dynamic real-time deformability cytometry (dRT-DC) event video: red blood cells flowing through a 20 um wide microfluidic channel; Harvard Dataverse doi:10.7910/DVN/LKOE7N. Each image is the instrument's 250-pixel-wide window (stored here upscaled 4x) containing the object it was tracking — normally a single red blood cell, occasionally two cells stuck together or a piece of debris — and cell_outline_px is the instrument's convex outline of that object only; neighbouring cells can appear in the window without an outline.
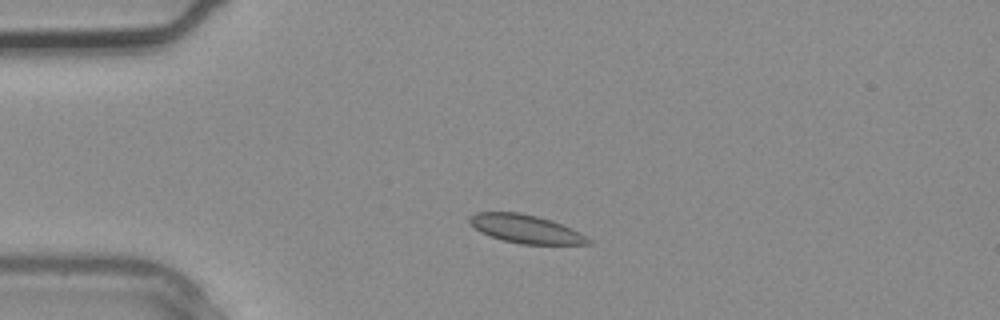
{"species": "common noctule bat (a hibernating species)", "species_latin": "Nyctalus noctula", "temperature_condition": "warm", "stored_images_in_passage": 1, "camera_frame_rate_fps": 3000, "um_per_image_px": 0.085, "animal": {"sex": "male", "body_mass_g": 20.4}, "frame": {"image": 1, "passage_image": 1, "time_ms": 0.0, "image_size_px": [1000, 320], "cell_outline_px": [[592, 244], [520, 244], [504, 240], [480, 232], [468, 220], [468, 216], [476, 212], [520, 212], [552, 220], [572, 228], [580, 232], [592, 240]], "centroid_in_image_um": [44.71, 19.45], "position_along_channel_um": 40.3, "area_um2": 19.59}}